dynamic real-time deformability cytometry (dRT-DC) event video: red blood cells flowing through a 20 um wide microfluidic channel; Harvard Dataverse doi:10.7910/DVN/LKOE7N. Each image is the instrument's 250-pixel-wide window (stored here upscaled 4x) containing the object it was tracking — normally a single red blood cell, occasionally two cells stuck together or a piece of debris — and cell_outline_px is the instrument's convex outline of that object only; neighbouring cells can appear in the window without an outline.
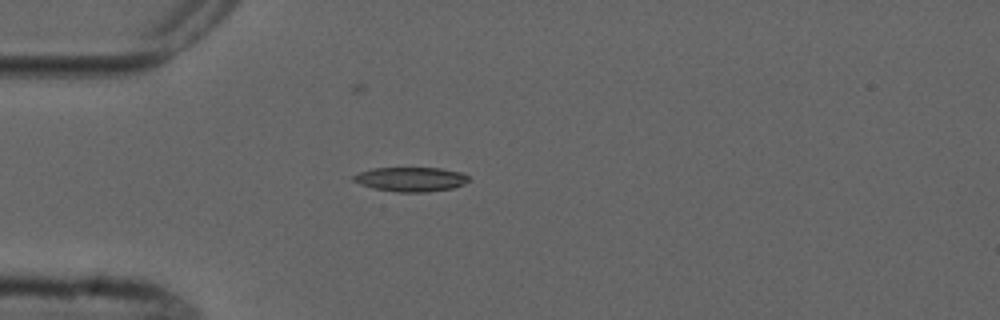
{"species": "common noctule bat (a hibernating species)", "species_latin": "Nyctalus noctula", "temperature_condition": "cold", "stored_images_in_passage": 2, "camera_frame_rate_fps": 3000, "um_per_image_px": 0.085, "animal": {"sex": "male", "forearm_length_mm": 52.5}, "frame": {"image": 1, "passage_image": 2, "time_ms": 1.333, "image_size_px": [1000, 320], "cell_outline_px": [[468, 180], [464, 184], [452, 188], [428, 192], [396, 192], [376, 188], [360, 184], [352, 180], [352, 176], [360, 172], [372, 168], [440, 168], [460, 172], [468, 176]], "centroid_in_image_um": [34.91, 15.23], "position_along_channel_um": 50.1, "area_um2": 16.24}}